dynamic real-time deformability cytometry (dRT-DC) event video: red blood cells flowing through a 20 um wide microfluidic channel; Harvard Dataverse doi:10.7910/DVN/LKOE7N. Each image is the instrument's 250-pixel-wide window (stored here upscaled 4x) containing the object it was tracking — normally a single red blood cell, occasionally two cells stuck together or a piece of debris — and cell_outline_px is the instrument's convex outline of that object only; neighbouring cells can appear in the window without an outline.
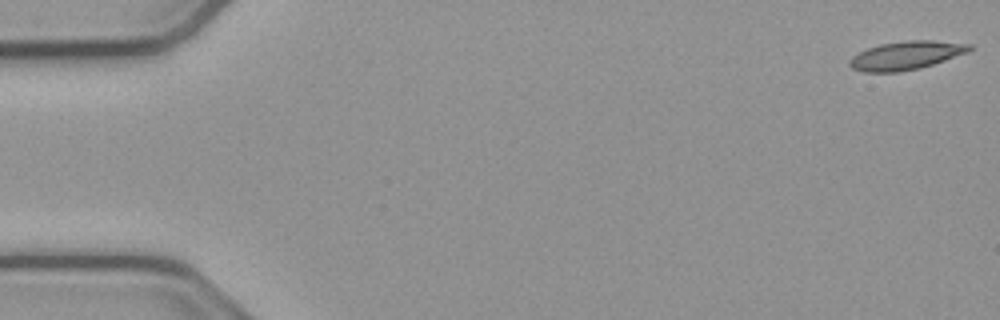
{"species": "common noctule bat (a hibernating species)", "species_latin": "Nyctalus noctula", "temperature_condition": "cold", "stored_images_in_passage": 54, "camera_frame_rate_fps": 3000, "um_per_image_px": 0.085, "animal": {"sex": "male", "body_mass_g": 23.1, "forearm_length_mm": 52.7}, "frame": {"image": 1, "passage_image": 1, "time_ms": 0.0, "image_size_px": [1000, 320], "cell_outline_px": [[972, 48], [968, 52], [920, 68], [900, 72], [864, 72], [852, 68], [848, 64], [848, 60], [852, 56], [868, 48], [880, 44], [908, 40], [932, 40], [972, 44]], "centroid_in_image_um": [77.0, 4.71], "position_along_channel_um": 8.0, "area_um2": 19.83}}
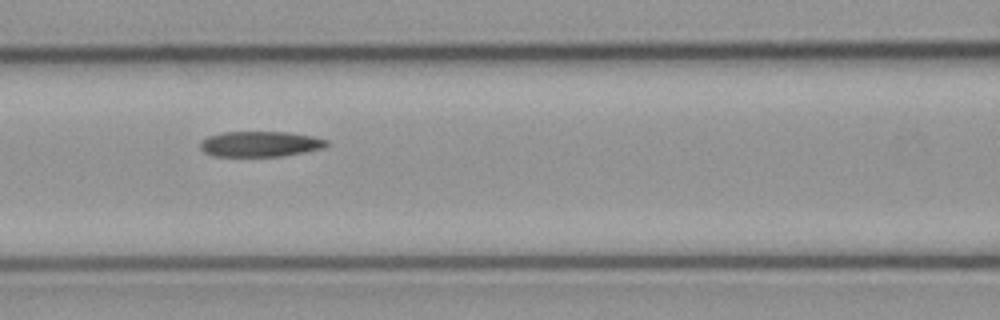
{"frame": {"image": 2, "passage_image": 23, "time_ms": 7.333, "image_size_px": [1000, 320], "cell_outline_px": [[328, 144], [324, 148], [284, 156], [212, 156], [204, 152], [200, 148], [200, 140], [208, 136], [224, 132], [288, 132], [312, 136], [328, 140]], "centroid_in_image_um": [22.1, 12.24], "position_along_channel_um": 144.5, "area_um2": 18.84}}
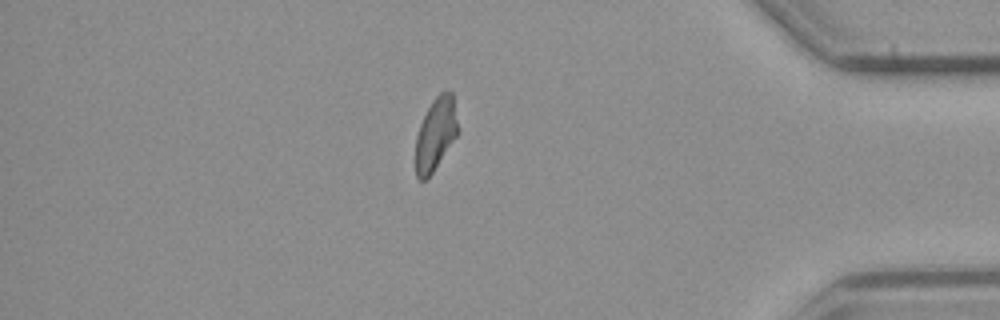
{"frame": {"image": 3, "passage_image": 46, "time_ms": 15.0, "image_size_px": [1000, 320], "cell_outline_px": [[460, 132], [432, 172], [424, 180], [420, 180], [416, 176], [416, 136], [420, 124], [432, 100], [440, 92], [452, 92]], "centroid_in_image_um": [37.05, 11.37], "position_along_channel_um": 398.1, "area_um2": 17.8}}